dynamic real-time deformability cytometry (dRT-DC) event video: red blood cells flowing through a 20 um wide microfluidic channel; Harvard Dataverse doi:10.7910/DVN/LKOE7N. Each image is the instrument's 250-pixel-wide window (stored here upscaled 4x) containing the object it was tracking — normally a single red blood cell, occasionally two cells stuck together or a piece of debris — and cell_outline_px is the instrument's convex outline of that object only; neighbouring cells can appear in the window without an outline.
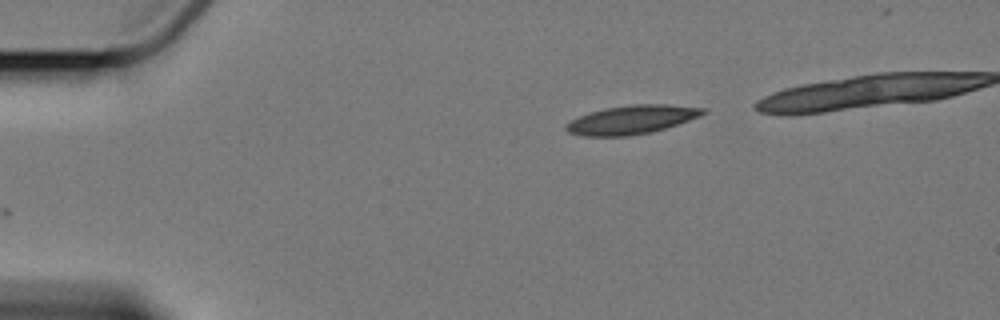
{"species": "Egyptian fruit bat (a non-hibernating species)", "species_latin": "Rousettus aegyptiacus", "temperature_condition": "cold", "stored_images_in_passage": 3, "camera_frame_rate_fps": 3000, "um_per_image_px": 0.085, "animal": {"sex": "female"}, "frame": {"image": 1, "passage_image": 3, "time_ms": 2.333, "image_size_px": [1000, 320], "cell_outline_px": [[708, 112], [688, 120], [664, 128], [648, 132], [628, 136], [584, 136], [568, 132], [564, 128], [564, 124], [580, 116], [604, 108], [632, 104], [668, 104], [708, 108]], "centroid_in_image_um": [53.69, 10.16], "position_along_channel_um": 31.3, "area_um2": 22.72}}